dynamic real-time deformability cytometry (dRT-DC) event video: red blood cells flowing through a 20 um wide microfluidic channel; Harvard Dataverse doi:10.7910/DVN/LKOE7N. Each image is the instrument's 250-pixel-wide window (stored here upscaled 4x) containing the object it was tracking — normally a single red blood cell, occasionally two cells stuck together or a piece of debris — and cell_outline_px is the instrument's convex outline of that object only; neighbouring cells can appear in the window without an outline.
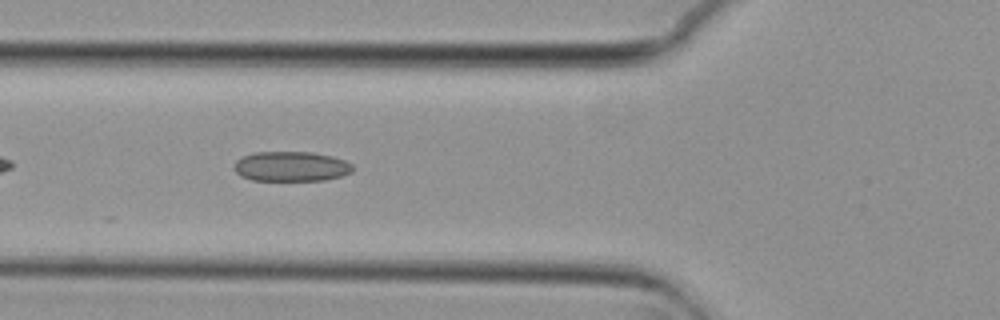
{"species": "common noctule bat (a hibernating species)", "species_latin": "Nyctalus noctula", "temperature_condition": "cold", "stored_images_in_passage": 33, "camera_frame_rate_fps": 3000, "um_per_image_px": 0.085, "animal": {"sex": "female", "body_mass_g": 29.2, "forearm_length_mm": 56.3}, "frame": {"image": 1, "passage_image": 6, "time_ms": 1.667, "image_size_px": [1000, 320], "cell_outline_px": [[352, 172], [340, 176], [324, 180], [252, 180], [240, 176], [232, 168], [236, 160], [252, 152], [312, 152], [332, 156], [344, 160], [352, 164]], "centroid_in_image_um": [24.71, 14.14], "position_along_channel_um": 101.1, "area_um2": 20.69}}
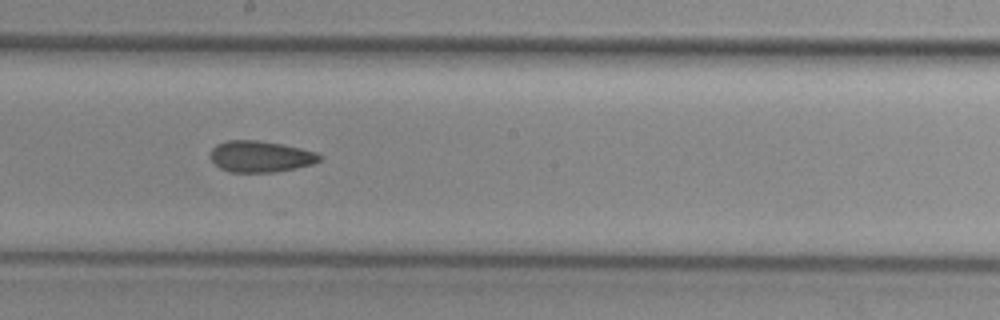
{"frame": {"image": 2, "passage_image": 16, "time_ms": 5.0, "image_size_px": [1000, 320], "cell_outline_px": [[324, 156], [320, 160], [312, 164], [296, 168], [276, 172], [228, 172], [220, 168], [212, 160], [212, 148], [216, 144], [228, 140], [256, 140], [280, 144], [300, 148], [316, 152]], "centroid_in_image_um": [22.16, 13.31], "position_along_channel_um": 226.0, "area_um2": 19.83}}
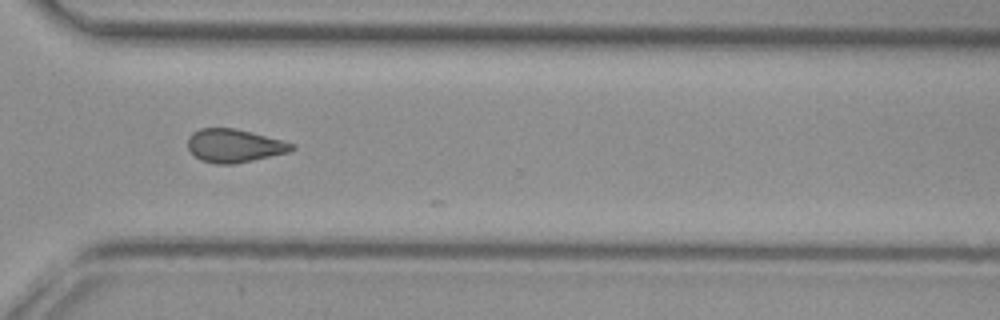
{"frame": {"image": 3, "passage_image": 26, "time_ms": 8.333, "image_size_px": [1000, 320], "cell_outline_px": [[296, 148], [288, 152], [252, 160], [232, 164], [216, 164], [200, 160], [188, 148], [188, 136], [192, 132], [200, 128], [236, 128], [252, 132], [296, 144]], "centroid_in_image_um": [19.91, 12.37], "position_along_channel_um": 350.7, "area_um2": 20.11}, "authors_computed_cell_mechanics": {"area_um2": 20.2878, "velocity_mm_per_s": 3.7425, "shape_relaxation_time_tau1_ms": null, "shape_relaxation_time_tau2_ms": 4.0294, "deformation_change_tau1": null, "deformation_change_tau2": 0.1067}}